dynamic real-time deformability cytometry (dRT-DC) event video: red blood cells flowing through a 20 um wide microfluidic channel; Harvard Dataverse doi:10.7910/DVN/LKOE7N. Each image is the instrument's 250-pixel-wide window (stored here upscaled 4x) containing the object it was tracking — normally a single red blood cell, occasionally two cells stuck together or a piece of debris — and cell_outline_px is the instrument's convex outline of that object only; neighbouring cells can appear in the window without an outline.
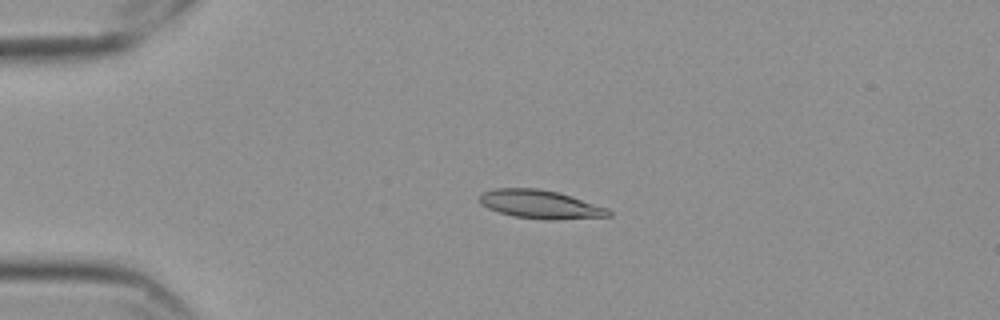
{"species": "Egyptian fruit bat (a non-hibernating species)", "species_latin": "Rousettus aegyptiacus", "temperature_condition": "cold", "stored_images_in_passage": 58, "camera_frame_rate_fps": 3000, "um_per_image_px": 0.085, "frame": {"image": 1, "passage_image": 14, "time_ms": 4.333, "image_size_px": [1000, 320], "cell_outline_px": [[612, 216], [556, 220], [544, 220], [512, 216], [488, 208], [480, 204], [476, 200], [484, 192], [496, 188], [536, 188], [556, 192], [608, 208], [612, 212]], "centroid_in_image_um": [45.9, 17.38], "position_along_channel_um": 39.1, "area_um2": 21.39}}
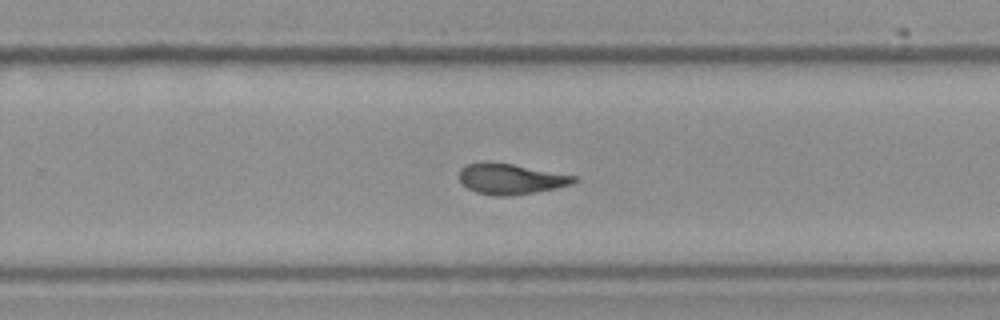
{"frame": {"image": 2, "passage_image": 38, "time_ms": 12.333, "image_size_px": [1000, 320], "cell_outline_px": [[576, 180], [572, 184], [556, 188], [508, 196], [492, 196], [476, 192], [468, 188], [460, 180], [460, 168], [464, 164], [480, 160], [492, 160], [576, 176]], "centroid_in_image_um": [43.33, 15.17], "position_along_channel_um": 286.5, "area_um2": 20.69}}
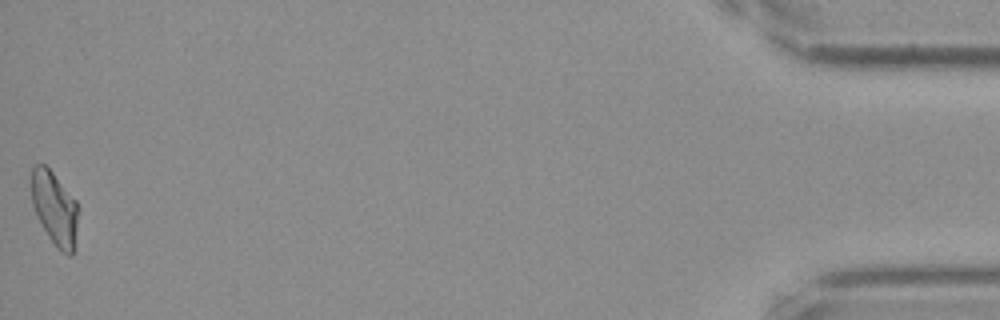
{"frame": {"image": 3, "passage_image": 58, "time_ms": 19.0, "image_size_px": [1000, 320], "cell_outline_px": [[76, 224], [72, 256], [68, 256], [60, 252], [48, 236], [32, 204], [32, 168], [36, 164], [44, 164], [52, 172], [76, 200]], "centroid_in_image_um": [4.63, 17.7], "position_along_channel_um": 430.6, "area_um2": 19.36}, "authors_computed_cell_mechanics": {"area_um2": 20.7791, "velocity_mm_per_s": 3.5365, "shape_relaxation_time_tau1_ms": null, "shape_relaxation_time_tau2_ms": 2.6342, "deformation_change_tau1": null, "deformation_change_tau2": 0.075}}